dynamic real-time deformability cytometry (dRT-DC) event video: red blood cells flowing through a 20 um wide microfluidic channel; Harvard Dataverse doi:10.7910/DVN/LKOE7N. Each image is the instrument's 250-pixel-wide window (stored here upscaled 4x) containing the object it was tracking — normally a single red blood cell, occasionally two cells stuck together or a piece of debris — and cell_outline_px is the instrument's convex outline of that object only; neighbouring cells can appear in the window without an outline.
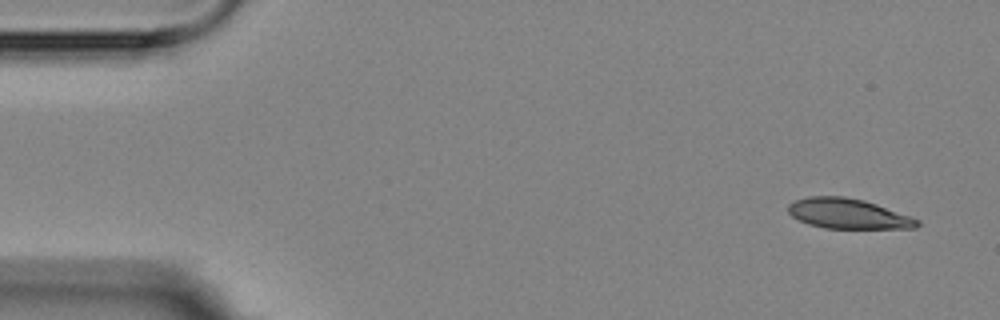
{"species": "Egyptian fruit bat (a non-hibernating species)", "species_latin": "Rousettus aegyptiacus", "temperature_condition": "room temperature", "stored_images_in_passage": 4, "camera_frame_rate_fps": 3000, "um_per_image_px": 0.085, "animal": {"sex": "female"}, "frame": {"image": 1, "passage_image": 1, "time_ms": 0.0, "image_size_px": [1000, 320], "cell_outline_px": [[920, 224], [916, 228], [824, 228], [808, 224], [792, 216], [788, 212], [788, 204], [796, 200], [808, 196], [844, 196], [864, 200], [876, 204], [920, 220]], "centroid_in_image_um": [72.07, 18.16], "position_along_channel_um": 12.9, "area_um2": 22.48}}